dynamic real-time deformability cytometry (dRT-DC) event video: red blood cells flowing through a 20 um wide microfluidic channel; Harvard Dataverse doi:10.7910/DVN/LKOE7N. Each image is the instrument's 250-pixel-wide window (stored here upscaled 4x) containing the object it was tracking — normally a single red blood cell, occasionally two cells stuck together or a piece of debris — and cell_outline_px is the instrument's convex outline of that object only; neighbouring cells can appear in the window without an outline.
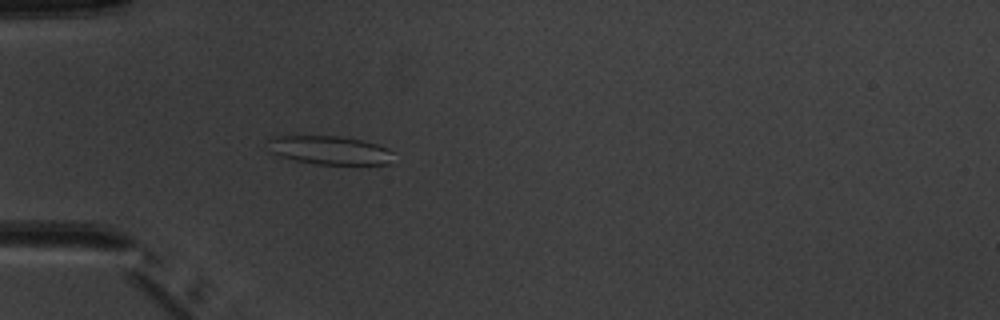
{"species": "common noctule bat (a hibernating species)", "species_latin": "Nyctalus noctula", "temperature_condition": "warm", "stored_images_in_passage": 4, "camera_frame_rate_fps": 3000, "um_per_image_px": 0.085, "animal": {"sex": "male", "body_mass_g": 20.1, "forearm_length_mm": 53.5}, "frame": {"image": 1, "passage_image": 4, "time_ms": 3.667, "image_size_px": [1000, 320], "cell_outline_px": [[392, 164], [316, 164], [296, 160], [280, 156], [272, 152], [268, 140], [276, 136], [340, 136], [360, 140], [376, 144], [388, 148], [392, 152]], "centroid_in_image_um": [28.07, 12.77], "position_along_channel_um": 56.9, "area_um2": 20.63}}